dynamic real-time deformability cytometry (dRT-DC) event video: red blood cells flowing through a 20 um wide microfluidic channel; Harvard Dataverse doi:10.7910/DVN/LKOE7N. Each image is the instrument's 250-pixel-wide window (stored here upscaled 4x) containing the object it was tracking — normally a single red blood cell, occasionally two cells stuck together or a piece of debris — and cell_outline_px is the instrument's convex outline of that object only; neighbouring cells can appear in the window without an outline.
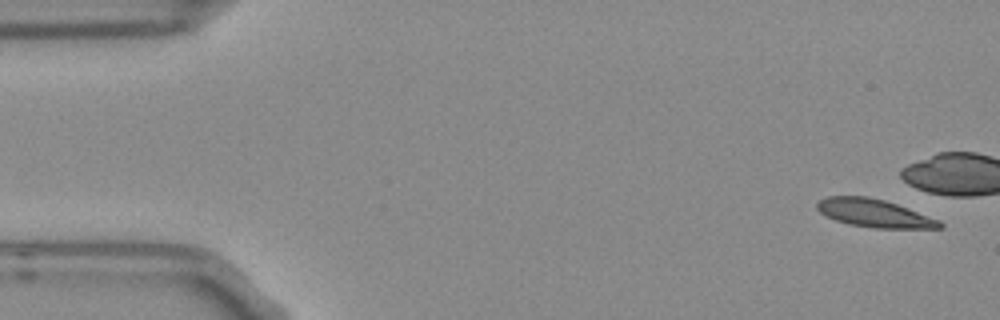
{"species": "Egyptian fruit bat (a non-hibernating species)", "species_latin": "Rousettus aegyptiacus", "temperature_condition": "room temperature", "stored_images_in_passage": 5, "camera_frame_rate_fps": 3000, "um_per_image_px": 0.085, "frame": {"image": 1, "passage_image": 1, "time_ms": 0.0, "image_size_px": [1000, 320], "cell_outline_px": [[944, 228], [872, 228], [852, 224], [836, 220], [820, 212], [816, 208], [816, 204], [820, 200], [828, 196], [868, 196], [884, 200], [908, 208], [940, 220], [944, 224]], "centroid_in_image_um": [74.34, 18.12], "position_along_channel_um": 10.7, "area_um2": 19.88}}